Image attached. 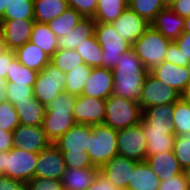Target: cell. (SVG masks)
Returning <instances> with one entry per match:
<instances>
[{"label": "cell", "instance_id": "cb8c5ba5", "mask_svg": "<svg viewBox=\"0 0 190 190\" xmlns=\"http://www.w3.org/2000/svg\"><path fill=\"white\" fill-rule=\"evenodd\" d=\"M100 172L98 167L71 169L66 168L61 182L64 190H87Z\"/></svg>", "mask_w": 190, "mask_h": 190}, {"label": "cell", "instance_id": "d6986e66", "mask_svg": "<svg viewBox=\"0 0 190 190\" xmlns=\"http://www.w3.org/2000/svg\"><path fill=\"white\" fill-rule=\"evenodd\" d=\"M150 73L163 84L174 88L180 94L184 92L190 80L188 67H180L166 61L153 68Z\"/></svg>", "mask_w": 190, "mask_h": 190}, {"label": "cell", "instance_id": "2e32d148", "mask_svg": "<svg viewBox=\"0 0 190 190\" xmlns=\"http://www.w3.org/2000/svg\"><path fill=\"white\" fill-rule=\"evenodd\" d=\"M12 134L14 140L13 147L33 153H39L51 143L47 139L42 125L26 126L20 124Z\"/></svg>", "mask_w": 190, "mask_h": 190}, {"label": "cell", "instance_id": "680465c9", "mask_svg": "<svg viewBox=\"0 0 190 190\" xmlns=\"http://www.w3.org/2000/svg\"><path fill=\"white\" fill-rule=\"evenodd\" d=\"M183 172L185 173L186 181L188 182V186L190 188V166L186 168Z\"/></svg>", "mask_w": 190, "mask_h": 190}, {"label": "cell", "instance_id": "5bb4252c", "mask_svg": "<svg viewBox=\"0 0 190 190\" xmlns=\"http://www.w3.org/2000/svg\"><path fill=\"white\" fill-rule=\"evenodd\" d=\"M139 162L116 155L103 164L100 173L115 184L119 190L127 189L131 182L132 173Z\"/></svg>", "mask_w": 190, "mask_h": 190}, {"label": "cell", "instance_id": "9f6ffc18", "mask_svg": "<svg viewBox=\"0 0 190 190\" xmlns=\"http://www.w3.org/2000/svg\"><path fill=\"white\" fill-rule=\"evenodd\" d=\"M181 97L184 99V100H187L190 102V80L187 84V87L186 89L184 90V92L181 94Z\"/></svg>", "mask_w": 190, "mask_h": 190}, {"label": "cell", "instance_id": "4fadbf2b", "mask_svg": "<svg viewBox=\"0 0 190 190\" xmlns=\"http://www.w3.org/2000/svg\"><path fill=\"white\" fill-rule=\"evenodd\" d=\"M105 100L88 96H76L73 118L78 124L93 125L104 123Z\"/></svg>", "mask_w": 190, "mask_h": 190}, {"label": "cell", "instance_id": "94428289", "mask_svg": "<svg viewBox=\"0 0 190 190\" xmlns=\"http://www.w3.org/2000/svg\"><path fill=\"white\" fill-rule=\"evenodd\" d=\"M173 1H175V0H165V3H166V5L168 6V5L171 4Z\"/></svg>", "mask_w": 190, "mask_h": 190}, {"label": "cell", "instance_id": "44dd1931", "mask_svg": "<svg viewBox=\"0 0 190 190\" xmlns=\"http://www.w3.org/2000/svg\"><path fill=\"white\" fill-rule=\"evenodd\" d=\"M75 124L73 114H68V112H45L42 127L47 139L51 143H55Z\"/></svg>", "mask_w": 190, "mask_h": 190}, {"label": "cell", "instance_id": "db71d44e", "mask_svg": "<svg viewBox=\"0 0 190 190\" xmlns=\"http://www.w3.org/2000/svg\"><path fill=\"white\" fill-rule=\"evenodd\" d=\"M5 85H6V80L0 79V102H3L6 100V98H5Z\"/></svg>", "mask_w": 190, "mask_h": 190}, {"label": "cell", "instance_id": "8fae6325", "mask_svg": "<svg viewBox=\"0 0 190 190\" xmlns=\"http://www.w3.org/2000/svg\"><path fill=\"white\" fill-rule=\"evenodd\" d=\"M180 97L181 94L174 88L163 84L149 73L142 86L139 104L141 110H144L155 105L175 103Z\"/></svg>", "mask_w": 190, "mask_h": 190}, {"label": "cell", "instance_id": "d4e9b609", "mask_svg": "<svg viewBox=\"0 0 190 190\" xmlns=\"http://www.w3.org/2000/svg\"><path fill=\"white\" fill-rule=\"evenodd\" d=\"M16 59L27 68L42 71L45 66L50 62V56H48L38 46L30 41L25 43L14 50Z\"/></svg>", "mask_w": 190, "mask_h": 190}, {"label": "cell", "instance_id": "7a4b0ae2", "mask_svg": "<svg viewBox=\"0 0 190 190\" xmlns=\"http://www.w3.org/2000/svg\"><path fill=\"white\" fill-rule=\"evenodd\" d=\"M112 73L114 79L113 95L139 102L142 86L150 72L132 48L121 54Z\"/></svg>", "mask_w": 190, "mask_h": 190}, {"label": "cell", "instance_id": "6da1fadb", "mask_svg": "<svg viewBox=\"0 0 190 190\" xmlns=\"http://www.w3.org/2000/svg\"><path fill=\"white\" fill-rule=\"evenodd\" d=\"M173 109L174 103H169L142 110L141 127L147 138V156L173 151Z\"/></svg>", "mask_w": 190, "mask_h": 190}, {"label": "cell", "instance_id": "91938a15", "mask_svg": "<svg viewBox=\"0 0 190 190\" xmlns=\"http://www.w3.org/2000/svg\"><path fill=\"white\" fill-rule=\"evenodd\" d=\"M4 50H5L4 41H3L2 34H1V31H0V54H1Z\"/></svg>", "mask_w": 190, "mask_h": 190}, {"label": "cell", "instance_id": "816d5d0a", "mask_svg": "<svg viewBox=\"0 0 190 190\" xmlns=\"http://www.w3.org/2000/svg\"><path fill=\"white\" fill-rule=\"evenodd\" d=\"M168 7L182 18L190 16V0H175Z\"/></svg>", "mask_w": 190, "mask_h": 190}, {"label": "cell", "instance_id": "f546056e", "mask_svg": "<svg viewBox=\"0 0 190 190\" xmlns=\"http://www.w3.org/2000/svg\"><path fill=\"white\" fill-rule=\"evenodd\" d=\"M127 7L128 0H98L93 19L96 23L112 24Z\"/></svg>", "mask_w": 190, "mask_h": 190}, {"label": "cell", "instance_id": "c3c4849f", "mask_svg": "<svg viewBox=\"0 0 190 190\" xmlns=\"http://www.w3.org/2000/svg\"><path fill=\"white\" fill-rule=\"evenodd\" d=\"M164 61L183 67V55L176 44L172 41L168 46Z\"/></svg>", "mask_w": 190, "mask_h": 190}, {"label": "cell", "instance_id": "1f68e13d", "mask_svg": "<svg viewBox=\"0 0 190 190\" xmlns=\"http://www.w3.org/2000/svg\"><path fill=\"white\" fill-rule=\"evenodd\" d=\"M93 67L85 63L76 66L73 70L66 73L64 92L80 96Z\"/></svg>", "mask_w": 190, "mask_h": 190}, {"label": "cell", "instance_id": "7dc6e473", "mask_svg": "<svg viewBox=\"0 0 190 190\" xmlns=\"http://www.w3.org/2000/svg\"><path fill=\"white\" fill-rule=\"evenodd\" d=\"M15 58L14 50L5 49L0 54V79L6 80L10 65Z\"/></svg>", "mask_w": 190, "mask_h": 190}, {"label": "cell", "instance_id": "83f0119b", "mask_svg": "<svg viewBox=\"0 0 190 190\" xmlns=\"http://www.w3.org/2000/svg\"><path fill=\"white\" fill-rule=\"evenodd\" d=\"M68 8L67 0H34V21L48 24Z\"/></svg>", "mask_w": 190, "mask_h": 190}, {"label": "cell", "instance_id": "9a60e30c", "mask_svg": "<svg viewBox=\"0 0 190 190\" xmlns=\"http://www.w3.org/2000/svg\"><path fill=\"white\" fill-rule=\"evenodd\" d=\"M34 20H0L5 49L15 50L30 41Z\"/></svg>", "mask_w": 190, "mask_h": 190}, {"label": "cell", "instance_id": "b9f144b4", "mask_svg": "<svg viewBox=\"0 0 190 190\" xmlns=\"http://www.w3.org/2000/svg\"><path fill=\"white\" fill-rule=\"evenodd\" d=\"M76 96L62 92L45 106V112H68L73 114Z\"/></svg>", "mask_w": 190, "mask_h": 190}, {"label": "cell", "instance_id": "f5cc1de1", "mask_svg": "<svg viewBox=\"0 0 190 190\" xmlns=\"http://www.w3.org/2000/svg\"><path fill=\"white\" fill-rule=\"evenodd\" d=\"M13 134L12 132L0 130V152L9 151L13 148Z\"/></svg>", "mask_w": 190, "mask_h": 190}, {"label": "cell", "instance_id": "ab89813d", "mask_svg": "<svg viewBox=\"0 0 190 190\" xmlns=\"http://www.w3.org/2000/svg\"><path fill=\"white\" fill-rule=\"evenodd\" d=\"M20 125L14 105L9 101L0 102V130L13 132Z\"/></svg>", "mask_w": 190, "mask_h": 190}, {"label": "cell", "instance_id": "9c48e42d", "mask_svg": "<svg viewBox=\"0 0 190 190\" xmlns=\"http://www.w3.org/2000/svg\"><path fill=\"white\" fill-rule=\"evenodd\" d=\"M66 73L60 71L51 62L38 72L33 86V95L44 106L51 102L56 96L64 92Z\"/></svg>", "mask_w": 190, "mask_h": 190}, {"label": "cell", "instance_id": "5b68a950", "mask_svg": "<svg viewBox=\"0 0 190 190\" xmlns=\"http://www.w3.org/2000/svg\"><path fill=\"white\" fill-rule=\"evenodd\" d=\"M171 42V40L165 38L158 30H155L150 25L132 44V49L140 58L145 68L150 72L164 61Z\"/></svg>", "mask_w": 190, "mask_h": 190}, {"label": "cell", "instance_id": "3957f363", "mask_svg": "<svg viewBox=\"0 0 190 190\" xmlns=\"http://www.w3.org/2000/svg\"><path fill=\"white\" fill-rule=\"evenodd\" d=\"M93 129L91 125L76 123L54 144L63 154L66 168H94L86 152Z\"/></svg>", "mask_w": 190, "mask_h": 190}, {"label": "cell", "instance_id": "277c9868", "mask_svg": "<svg viewBox=\"0 0 190 190\" xmlns=\"http://www.w3.org/2000/svg\"><path fill=\"white\" fill-rule=\"evenodd\" d=\"M38 154L16 147L0 152V176L27 183L35 177Z\"/></svg>", "mask_w": 190, "mask_h": 190}, {"label": "cell", "instance_id": "11a10c76", "mask_svg": "<svg viewBox=\"0 0 190 190\" xmlns=\"http://www.w3.org/2000/svg\"><path fill=\"white\" fill-rule=\"evenodd\" d=\"M9 0H0V19L3 17L5 13V9L8 8Z\"/></svg>", "mask_w": 190, "mask_h": 190}, {"label": "cell", "instance_id": "f907efd6", "mask_svg": "<svg viewBox=\"0 0 190 190\" xmlns=\"http://www.w3.org/2000/svg\"><path fill=\"white\" fill-rule=\"evenodd\" d=\"M0 190H27L25 182L0 176Z\"/></svg>", "mask_w": 190, "mask_h": 190}, {"label": "cell", "instance_id": "603a6c76", "mask_svg": "<svg viewBox=\"0 0 190 190\" xmlns=\"http://www.w3.org/2000/svg\"><path fill=\"white\" fill-rule=\"evenodd\" d=\"M95 27L92 17H84L67 35L57 38L58 49L75 50L84 40L95 35Z\"/></svg>", "mask_w": 190, "mask_h": 190}, {"label": "cell", "instance_id": "bcb514c9", "mask_svg": "<svg viewBox=\"0 0 190 190\" xmlns=\"http://www.w3.org/2000/svg\"><path fill=\"white\" fill-rule=\"evenodd\" d=\"M183 55V67L190 64V33L183 32L176 40L173 41Z\"/></svg>", "mask_w": 190, "mask_h": 190}, {"label": "cell", "instance_id": "ba28073f", "mask_svg": "<svg viewBox=\"0 0 190 190\" xmlns=\"http://www.w3.org/2000/svg\"><path fill=\"white\" fill-rule=\"evenodd\" d=\"M95 36L102 48V67L113 69L121 54L129 51L132 44L121 37L112 24L96 23Z\"/></svg>", "mask_w": 190, "mask_h": 190}, {"label": "cell", "instance_id": "e575fe53", "mask_svg": "<svg viewBox=\"0 0 190 190\" xmlns=\"http://www.w3.org/2000/svg\"><path fill=\"white\" fill-rule=\"evenodd\" d=\"M128 7L151 23L155 16L168 6L165 0H128Z\"/></svg>", "mask_w": 190, "mask_h": 190}, {"label": "cell", "instance_id": "7402d4cb", "mask_svg": "<svg viewBox=\"0 0 190 190\" xmlns=\"http://www.w3.org/2000/svg\"><path fill=\"white\" fill-rule=\"evenodd\" d=\"M145 162L154 174L159 177L160 181L168 180L173 176L183 173V169L179 165L174 151L146 156Z\"/></svg>", "mask_w": 190, "mask_h": 190}, {"label": "cell", "instance_id": "8d00e7d4", "mask_svg": "<svg viewBox=\"0 0 190 190\" xmlns=\"http://www.w3.org/2000/svg\"><path fill=\"white\" fill-rule=\"evenodd\" d=\"M37 74L36 70L27 68L15 58L6 76V83L24 84L33 87Z\"/></svg>", "mask_w": 190, "mask_h": 190}, {"label": "cell", "instance_id": "60d3db41", "mask_svg": "<svg viewBox=\"0 0 190 190\" xmlns=\"http://www.w3.org/2000/svg\"><path fill=\"white\" fill-rule=\"evenodd\" d=\"M5 98L12 105L23 100H33V87L24 84L6 83L5 85Z\"/></svg>", "mask_w": 190, "mask_h": 190}, {"label": "cell", "instance_id": "f6af8a7d", "mask_svg": "<svg viewBox=\"0 0 190 190\" xmlns=\"http://www.w3.org/2000/svg\"><path fill=\"white\" fill-rule=\"evenodd\" d=\"M188 182L186 181L185 173L178 174L161 181L158 190H189Z\"/></svg>", "mask_w": 190, "mask_h": 190}, {"label": "cell", "instance_id": "ac0fdd59", "mask_svg": "<svg viewBox=\"0 0 190 190\" xmlns=\"http://www.w3.org/2000/svg\"><path fill=\"white\" fill-rule=\"evenodd\" d=\"M112 26L121 37L133 44L150 26V23L127 7L112 23Z\"/></svg>", "mask_w": 190, "mask_h": 190}, {"label": "cell", "instance_id": "e0dca14e", "mask_svg": "<svg viewBox=\"0 0 190 190\" xmlns=\"http://www.w3.org/2000/svg\"><path fill=\"white\" fill-rule=\"evenodd\" d=\"M113 86L112 69L93 67L81 95L106 100L113 94Z\"/></svg>", "mask_w": 190, "mask_h": 190}, {"label": "cell", "instance_id": "7bdbcfd3", "mask_svg": "<svg viewBox=\"0 0 190 190\" xmlns=\"http://www.w3.org/2000/svg\"><path fill=\"white\" fill-rule=\"evenodd\" d=\"M27 190H64L61 180L34 177L27 183Z\"/></svg>", "mask_w": 190, "mask_h": 190}, {"label": "cell", "instance_id": "74e56055", "mask_svg": "<svg viewBox=\"0 0 190 190\" xmlns=\"http://www.w3.org/2000/svg\"><path fill=\"white\" fill-rule=\"evenodd\" d=\"M50 62L63 73H67L84 63L76 50L69 49H57L51 56Z\"/></svg>", "mask_w": 190, "mask_h": 190}, {"label": "cell", "instance_id": "ffe728a7", "mask_svg": "<svg viewBox=\"0 0 190 190\" xmlns=\"http://www.w3.org/2000/svg\"><path fill=\"white\" fill-rule=\"evenodd\" d=\"M150 25L165 38L174 41L183 33L185 21L184 18L166 7L155 16Z\"/></svg>", "mask_w": 190, "mask_h": 190}, {"label": "cell", "instance_id": "d6a6232c", "mask_svg": "<svg viewBox=\"0 0 190 190\" xmlns=\"http://www.w3.org/2000/svg\"><path fill=\"white\" fill-rule=\"evenodd\" d=\"M175 136L190 132V102L180 97L174 103L171 117Z\"/></svg>", "mask_w": 190, "mask_h": 190}, {"label": "cell", "instance_id": "52a82bcc", "mask_svg": "<svg viewBox=\"0 0 190 190\" xmlns=\"http://www.w3.org/2000/svg\"><path fill=\"white\" fill-rule=\"evenodd\" d=\"M105 109L104 124L117 131L139 124L142 118L139 102L113 94L105 100Z\"/></svg>", "mask_w": 190, "mask_h": 190}, {"label": "cell", "instance_id": "30bf717a", "mask_svg": "<svg viewBox=\"0 0 190 190\" xmlns=\"http://www.w3.org/2000/svg\"><path fill=\"white\" fill-rule=\"evenodd\" d=\"M118 154L136 162H145L147 156V138L139 124L118 130Z\"/></svg>", "mask_w": 190, "mask_h": 190}, {"label": "cell", "instance_id": "484cf974", "mask_svg": "<svg viewBox=\"0 0 190 190\" xmlns=\"http://www.w3.org/2000/svg\"><path fill=\"white\" fill-rule=\"evenodd\" d=\"M21 125L40 126L43 123L45 106L37 99L23 100L14 104Z\"/></svg>", "mask_w": 190, "mask_h": 190}, {"label": "cell", "instance_id": "f1b7e54d", "mask_svg": "<svg viewBox=\"0 0 190 190\" xmlns=\"http://www.w3.org/2000/svg\"><path fill=\"white\" fill-rule=\"evenodd\" d=\"M57 36L50 30L48 24L34 22L30 42L38 46L48 56H52L58 49Z\"/></svg>", "mask_w": 190, "mask_h": 190}, {"label": "cell", "instance_id": "4dcf8cb0", "mask_svg": "<svg viewBox=\"0 0 190 190\" xmlns=\"http://www.w3.org/2000/svg\"><path fill=\"white\" fill-rule=\"evenodd\" d=\"M84 17L73 8H68L58 17L50 20L48 26L57 37H64L83 19Z\"/></svg>", "mask_w": 190, "mask_h": 190}, {"label": "cell", "instance_id": "7c38bea8", "mask_svg": "<svg viewBox=\"0 0 190 190\" xmlns=\"http://www.w3.org/2000/svg\"><path fill=\"white\" fill-rule=\"evenodd\" d=\"M66 170L63 154L59 148L50 143L38 154L35 177L61 180Z\"/></svg>", "mask_w": 190, "mask_h": 190}, {"label": "cell", "instance_id": "ee69618b", "mask_svg": "<svg viewBox=\"0 0 190 190\" xmlns=\"http://www.w3.org/2000/svg\"><path fill=\"white\" fill-rule=\"evenodd\" d=\"M68 6L75 9L83 17H94L98 0H67Z\"/></svg>", "mask_w": 190, "mask_h": 190}, {"label": "cell", "instance_id": "681fc988", "mask_svg": "<svg viewBox=\"0 0 190 190\" xmlns=\"http://www.w3.org/2000/svg\"><path fill=\"white\" fill-rule=\"evenodd\" d=\"M87 190H119L113 182L104 177L100 172Z\"/></svg>", "mask_w": 190, "mask_h": 190}, {"label": "cell", "instance_id": "d590c367", "mask_svg": "<svg viewBox=\"0 0 190 190\" xmlns=\"http://www.w3.org/2000/svg\"><path fill=\"white\" fill-rule=\"evenodd\" d=\"M34 20V0H9L0 20Z\"/></svg>", "mask_w": 190, "mask_h": 190}, {"label": "cell", "instance_id": "f35d334b", "mask_svg": "<svg viewBox=\"0 0 190 190\" xmlns=\"http://www.w3.org/2000/svg\"><path fill=\"white\" fill-rule=\"evenodd\" d=\"M173 151L183 171L190 166V132L175 136Z\"/></svg>", "mask_w": 190, "mask_h": 190}, {"label": "cell", "instance_id": "8992f818", "mask_svg": "<svg viewBox=\"0 0 190 190\" xmlns=\"http://www.w3.org/2000/svg\"><path fill=\"white\" fill-rule=\"evenodd\" d=\"M92 133L86 152L92 164L100 168L103 164L118 155V131L101 123L93 124Z\"/></svg>", "mask_w": 190, "mask_h": 190}, {"label": "cell", "instance_id": "836d02e7", "mask_svg": "<svg viewBox=\"0 0 190 190\" xmlns=\"http://www.w3.org/2000/svg\"><path fill=\"white\" fill-rule=\"evenodd\" d=\"M84 63L90 67H102V48L96 36H91L75 49Z\"/></svg>", "mask_w": 190, "mask_h": 190}, {"label": "cell", "instance_id": "4316f807", "mask_svg": "<svg viewBox=\"0 0 190 190\" xmlns=\"http://www.w3.org/2000/svg\"><path fill=\"white\" fill-rule=\"evenodd\" d=\"M160 179L151 170L146 162H139L132 173L128 190H158Z\"/></svg>", "mask_w": 190, "mask_h": 190}, {"label": "cell", "instance_id": "6f0895ef", "mask_svg": "<svg viewBox=\"0 0 190 190\" xmlns=\"http://www.w3.org/2000/svg\"><path fill=\"white\" fill-rule=\"evenodd\" d=\"M184 21H185V25H184V30H183V32H188V33H190V16L184 18Z\"/></svg>", "mask_w": 190, "mask_h": 190}]
</instances>
